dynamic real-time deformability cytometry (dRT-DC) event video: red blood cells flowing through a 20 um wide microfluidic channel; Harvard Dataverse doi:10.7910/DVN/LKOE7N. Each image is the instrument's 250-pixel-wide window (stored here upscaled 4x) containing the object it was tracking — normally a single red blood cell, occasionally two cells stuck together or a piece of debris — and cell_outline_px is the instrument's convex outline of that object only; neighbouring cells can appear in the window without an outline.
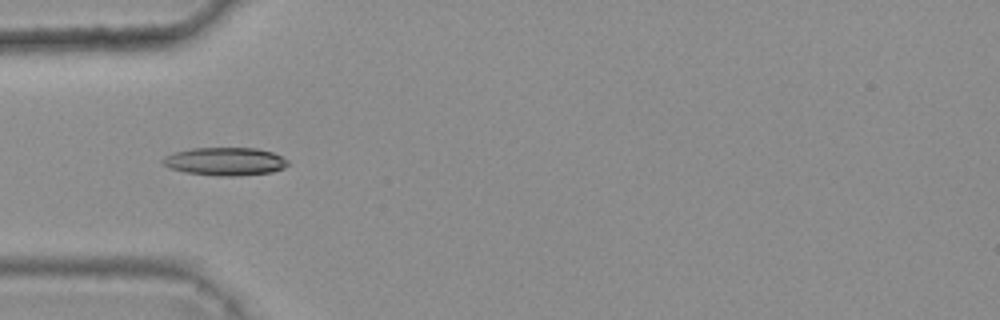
{"species": "common noctule bat (a hibernating species)", "species_latin": "Nyctalus noctula", "temperature_condition": "warm", "stored_images_in_passage": 5, "camera_frame_rate_fps": 3000, "um_per_image_px": 0.085, "animal": {"sex": "female", "body_mass_g": 25.1}, "frame": {"image": 1, "passage_image": 4, "time_ms": 1.0, "image_size_px": [1000, 320], "cell_outline_px": [[288, 164], [284, 168], [272, 172], [236, 176], [216, 176], [184, 172], [168, 168], [160, 164], [160, 160], [164, 156], [176, 152], [192, 148], [256, 148], [272, 152], [288, 160]], "centroid_in_image_um": [19.08, 13.73], "position_along_channel_um": 65.9, "area_um2": 20.63}}
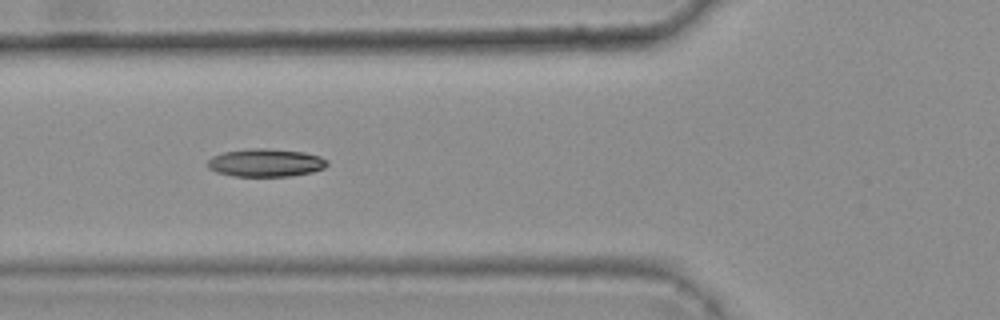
{"frame": {"image": 2, "passage_image": 5, "time_ms": 1.333, "image_size_px": [1000, 320], "cell_outline_px": [[328, 164], [324, 168], [312, 172], [292, 176], [232, 176], [216, 172], [208, 168], [208, 160], [212, 156], [224, 152], [252, 148], [264, 148], [304, 152], [320, 156], [328, 160]], "centroid_in_image_um": [22.59, 13.83], "position_along_channel_um": 103.2, "area_um2": 19.54}}